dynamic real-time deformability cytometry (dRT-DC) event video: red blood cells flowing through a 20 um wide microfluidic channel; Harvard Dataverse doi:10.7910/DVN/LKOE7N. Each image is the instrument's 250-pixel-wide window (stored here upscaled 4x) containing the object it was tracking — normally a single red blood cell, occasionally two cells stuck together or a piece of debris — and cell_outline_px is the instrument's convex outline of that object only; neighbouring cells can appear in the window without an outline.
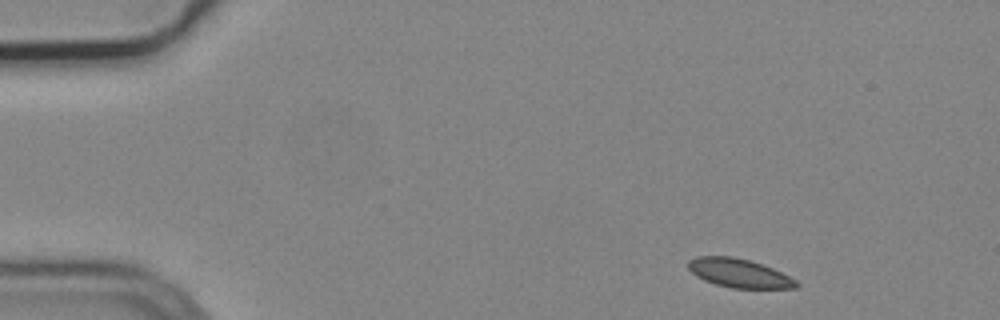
{"species": "common noctule bat (a hibernating species)", "species_latin": "Nyctalus noctula", "temperature_condition": "cold", "stored_images_in_passage": 3, "camera_frame_rate_fps": 3000, "um_per_image_px": 0.085, "animal": {"sex": "male", "body_mass_g": 19.2, "forearm_length_mm": 51.8}, "frame": {"image": 1, "passage_image": 1, "time_ms": 0.0, "image_size_px": [1000, 320], "cell_outline_px": [[800, 284], [796, 288], [732, 288], [716, 284], [704, 280], [696, 276], [688, 268], [688, 260], [696, 256], [732, 256], [748, 260], [772, 268], [796, 280]], "centroid_in_image_um": [62.8, 23.21], "position_along_channel_um": 22.2, "area_um2": 17.98}}
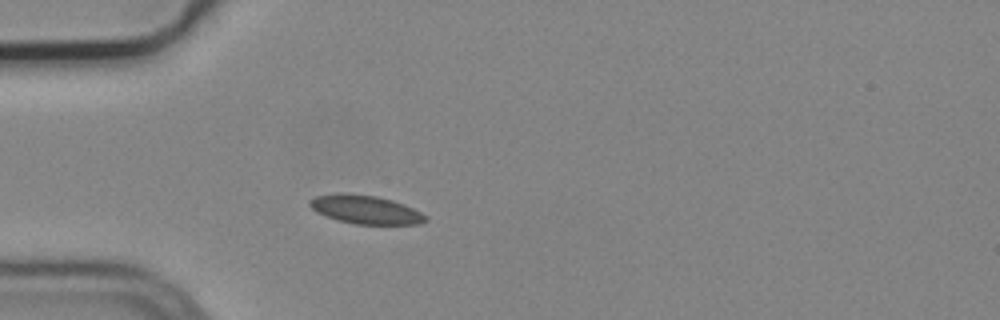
{"frame": {"image": 2, "passage_image": 3, "time_ms": 0.667, "image_size_px": [1000, 320], "cell_outline_px": [[428, 220], [420, 224], [356, 224], [336, 220], [316, 212], [308, 204], [308, 200], [316, 196], [376, 196], [392, 200], [404, 204], [428, 216]], "centroid_in_image_um": [31.14, 17.87], "position_along_channel_um": 53.9, "area_um2": 18.5}}